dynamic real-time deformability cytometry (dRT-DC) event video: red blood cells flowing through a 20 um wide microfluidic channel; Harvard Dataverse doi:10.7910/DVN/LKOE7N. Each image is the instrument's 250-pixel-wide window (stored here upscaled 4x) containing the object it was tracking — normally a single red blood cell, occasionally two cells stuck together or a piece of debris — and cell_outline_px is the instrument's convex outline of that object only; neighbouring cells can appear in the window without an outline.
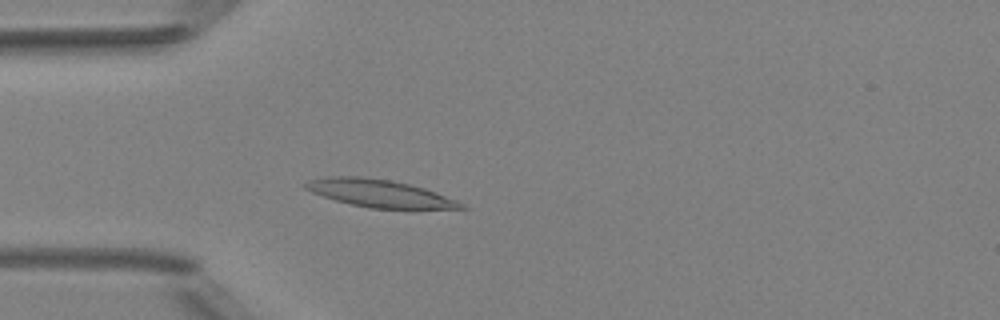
{"species": "Egyptian fruit bat (a non-hibernating species)", "species_latin": "Rousettus aegyptiacus", "temperature_condition": "room temperature", "stored_images_in_passage": 4, "camera_frame_rate_fps": 3000, "um_per_image_px": 0.085, "animal": {"sex": "female"}, "frame": {"image": 1, "passage_image": 4, "time_ms": 3.667, "image_size_px": [1000, 320], "cell_outline_px": [[468, 208], [368, 208], [336, 200], [312, 192], [304, 188], [300, 184], [308, 180], [324, 176], [364, 176], [388, 180], [408, 184], [424, 188], [436, 192], [456, 200], [464, 204]], "centroid_in_image_um": [32.18, 16.41], "position_along_channel_um": 52.8, "area_um2": 24.74}}